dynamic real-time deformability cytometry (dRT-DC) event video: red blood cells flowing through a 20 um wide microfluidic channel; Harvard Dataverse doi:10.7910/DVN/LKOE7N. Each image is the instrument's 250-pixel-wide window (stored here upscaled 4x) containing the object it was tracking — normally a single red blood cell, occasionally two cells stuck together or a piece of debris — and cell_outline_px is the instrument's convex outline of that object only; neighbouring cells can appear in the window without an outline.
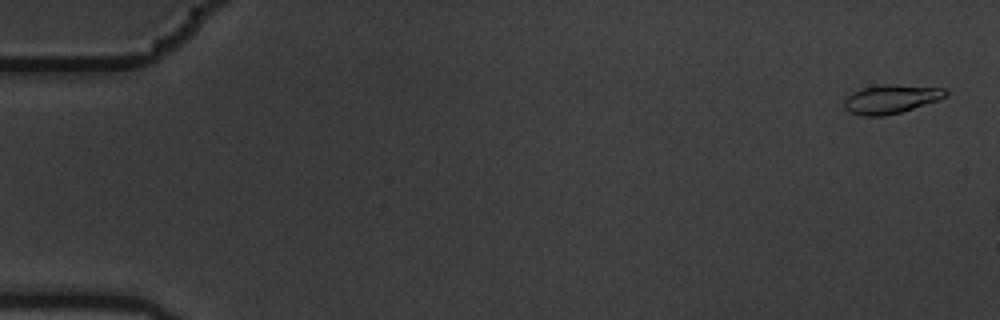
{"species": "common noctule bat (a hibernating species)", "species_latin": "Nyctalus noctula", "temperature_condition": "warm", "stored_images_in_passage": 3, "camera_frame_rate_fps": 3000, "um_per_image_px": 0.085, "animal": {"sex": "male", "body_mass_g": 19.5, "forearm_length_mm": 54.6}, "frame": {"image": 1, "passage_image": 1, "time_ms": 0.0, "image_size_px": [1000, 320], "cell_outline_px": [[948, 96], [940, 100], [900, 112], [884, 116], [864, 116], [848, 112], [844, 108], [844, 100], [852, 92], [860, 88], [880, 84], [888, 84], [944, 88], [948, 92]], "centroid_in_image_um": [75.72, 8.42], "position_along_channel_um": 9.3, "area_um2": 17.17}}